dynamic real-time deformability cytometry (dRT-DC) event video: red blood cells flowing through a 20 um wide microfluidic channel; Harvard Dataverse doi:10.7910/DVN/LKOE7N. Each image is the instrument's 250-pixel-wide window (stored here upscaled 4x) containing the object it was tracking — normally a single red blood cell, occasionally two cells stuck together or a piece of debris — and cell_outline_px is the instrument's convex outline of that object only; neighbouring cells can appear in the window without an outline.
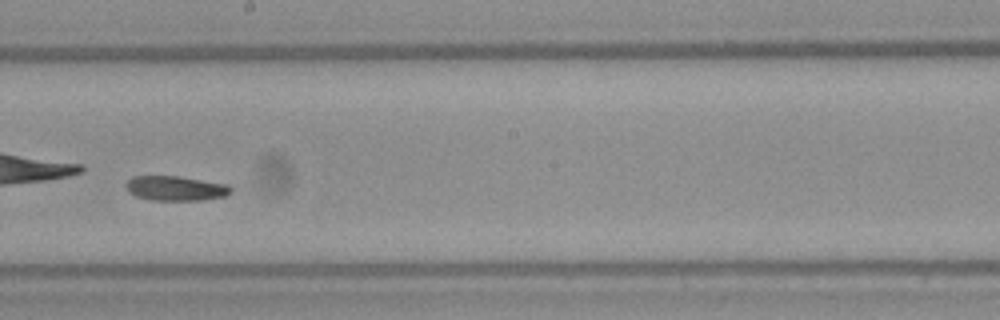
{"species": "Egyptian fruit bat (a non-hibernating species)", "species_latin": "Rousettus aegyptiacus", "temperature_condition": "warm", "stored_images_in_passage": 41, "camera_frame_rate_fps": 3000, "um_per_image_px": 0.085, "frame": {"image": 1, "passage_image": 24, "time_ms": 7.667, "image_size_px": [1000, 320], "cell_outline_px": [[232, 192], [224, 196], [204, 200], [152, 200], [136, 196], [128, 192], [124, 184], [132, 176], [176, 176], [224, 184], [232, 188]], "centroid_in_image_um": [14.87, 16.01], "position_along_channel_um": 233.3, "area_um2": 14.97}}